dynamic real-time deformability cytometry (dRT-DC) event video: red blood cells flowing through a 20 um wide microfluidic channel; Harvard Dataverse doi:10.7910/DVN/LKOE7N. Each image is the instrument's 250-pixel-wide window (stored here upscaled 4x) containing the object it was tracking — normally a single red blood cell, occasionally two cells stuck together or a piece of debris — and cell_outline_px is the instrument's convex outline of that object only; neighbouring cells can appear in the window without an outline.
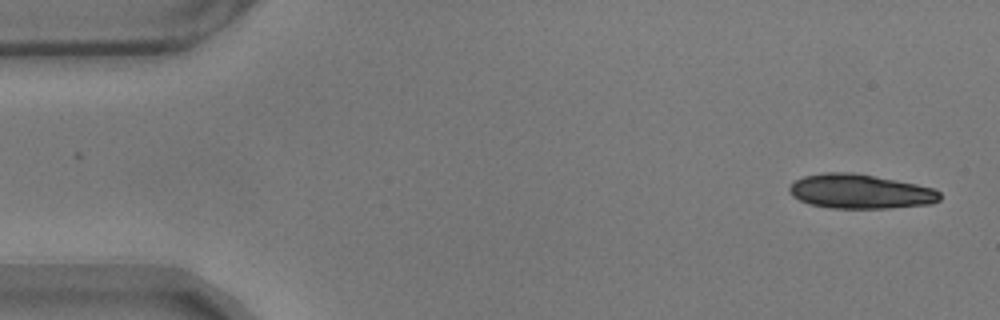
{"species": "common noctule bat (a hibernating species)", "species_latin": "Nyctalus noctula", "temperature_condition": "warm", "stored_images_in_passage": 16, "camera_frame_rate_fps": 3000, "um_per_image_px": 0.085, "animal": {"sex": "male", "body_mass_g": 17.9}, "frame": {"image": 1, "passage_image": 1, "time_ms": 0.0, "image_size_px": [1000, 320], "cell_outline_px": [[940, 200], [932, 204], [888, 208], [828, 208], [808, 204], [792, 196], [788, 188], [796, 180], [804, 176], [824, 172], [852, 172], [916, 184], [932, 188], [940, 192]], "centroid_in_image_um": [73.1, 16.28], "position_along_channel_um": 11.9, "area_um2": 30.11}}